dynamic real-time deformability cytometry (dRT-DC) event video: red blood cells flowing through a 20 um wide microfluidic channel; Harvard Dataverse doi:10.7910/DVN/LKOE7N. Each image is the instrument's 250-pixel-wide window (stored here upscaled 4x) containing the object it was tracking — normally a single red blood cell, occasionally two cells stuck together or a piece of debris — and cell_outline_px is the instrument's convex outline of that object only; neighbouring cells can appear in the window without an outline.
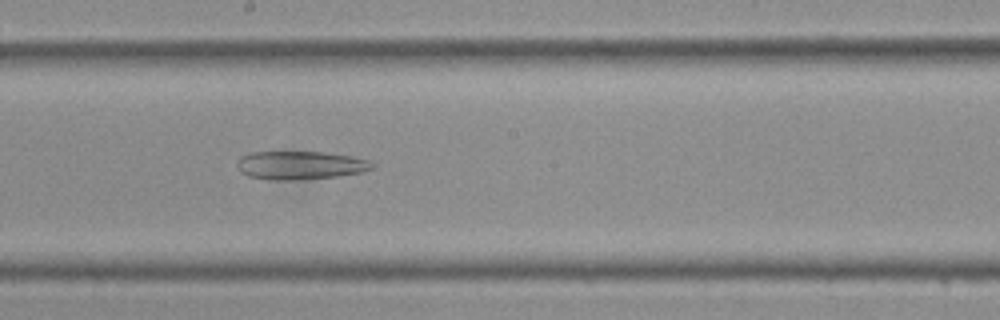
{"species": "Egyptian fruit bat (a non-hibernating species)", "species_latin": "Rousettus aegyptiacus", "temperature_condition": "cold", "stored_images_in_passage": 32, "camera_frame_rate_fps": 3000, "um_per_image_px": 0.085, "frame": {"image": 1, "passage_image": 17, "time_ms": 5.333, "image_size_px": [1000, 320], "cell_outline_px": [[376, 168], [360, 172], [340, 176], [296, 180], [272, 180], [248, 176], [240, 172], [236, 164], [240, 156], [252, 152], [324, 152], [352, 156], [368, 160], [376, 164]], "centroid_in_image_um": [25.54, 14.05], "position_along_channel_um": 222.7, "area_um2": 22.54}}
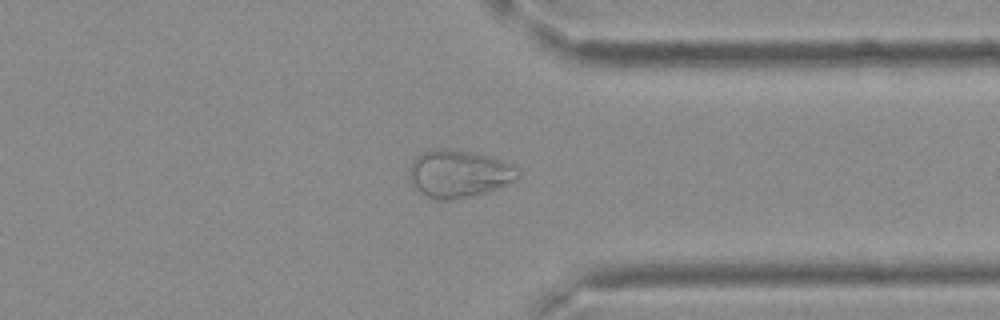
{"frame": {"image": 2, "passage_image": 26, "time_ms": 8.333, "image_size_px": [1000, 320], "cell_outline_px": [[520, 180], [472, 196], [452, 200], [436, 200], [424, 196], [408, 180], [408, 168], [412, 160], [416, 156], [428, 148], [448, 148], [472, 152], [504, 160], [520, 168]], "centroid_in_image_um": [38.99, 14.75], "position_along_channel_um": 372.4, "area_um2": 30.92}}
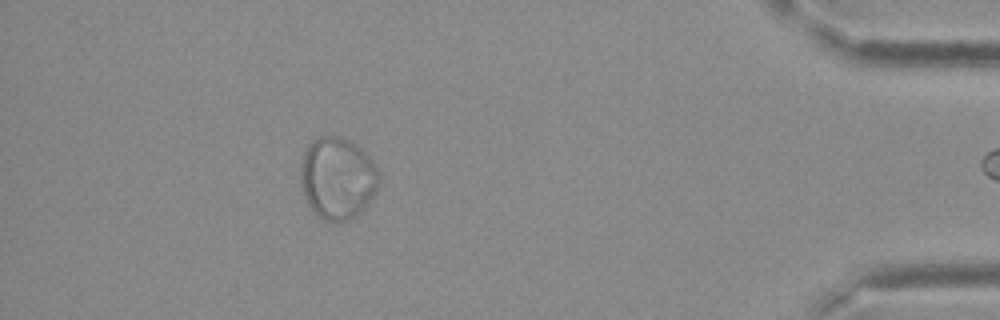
{"frame": {"image": 3, "passage_image": 31, "time_ms": 10.0, "image_size_px": [1000, 320], "cell_outline_px": [[380, 180], [376, 192], [372, 200], [356, 216], [348, 220], [336, 224], [324, 220], [316, 216], [308, 204], [304, 196], [300, 180], [300, 164], [304, 152], [308, 144], [316, 136], [328, 132], [344, 136], [352, 140], [376, 164], [380, 172]], "centroid_in_image_um": [28.69, 15.11], "position_along_channel_um": 406.5, "area_um2": 38.9}}